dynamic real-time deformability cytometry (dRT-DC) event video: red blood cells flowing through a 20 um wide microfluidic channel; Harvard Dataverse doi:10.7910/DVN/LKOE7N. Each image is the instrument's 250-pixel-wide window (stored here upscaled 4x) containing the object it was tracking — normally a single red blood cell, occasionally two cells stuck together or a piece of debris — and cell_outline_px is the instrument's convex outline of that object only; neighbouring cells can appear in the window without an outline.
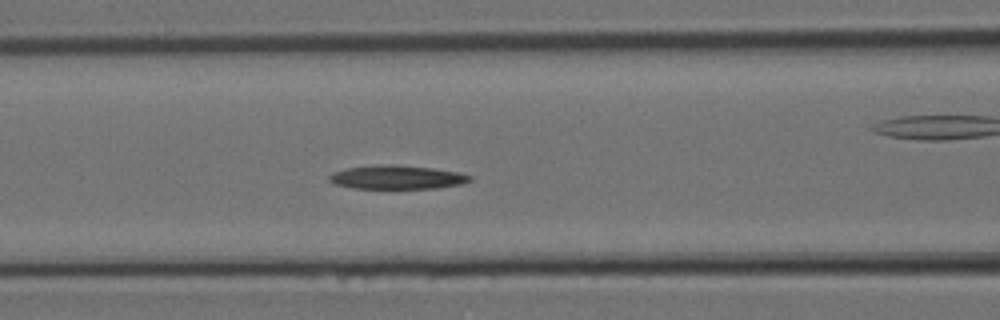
{"species": "Egyptian fruit bat (a non-hibernating species)", "species_latin": "Rousettus aegyptiacus", "temperature_condition": "room temperature", "stored_images_in_passage": 10, "segment_of_instrument_passage": [1, 2], "camera_frame_rate_fps": 3000, "um_per_image_px": 0.085, "animal": {"sex": "female"}, "frame": {"image": 1, "passage_image": 9, "time_ms": 2.667, "image_size_px": [1000, 320], "cell_outline_px": [[472, 180], [464, 184], [436, 188], [352, 188], [332, 184], [328, 180], [328, 176], [332, 172], [348, 168], [384, 164], [388, 164], [432, 168], [456, 172], [472, 176]], "centroid_in_image_um": [33.71, 15.07], "position_along_channel_um": 132.9, "area_um2": 19.42}}